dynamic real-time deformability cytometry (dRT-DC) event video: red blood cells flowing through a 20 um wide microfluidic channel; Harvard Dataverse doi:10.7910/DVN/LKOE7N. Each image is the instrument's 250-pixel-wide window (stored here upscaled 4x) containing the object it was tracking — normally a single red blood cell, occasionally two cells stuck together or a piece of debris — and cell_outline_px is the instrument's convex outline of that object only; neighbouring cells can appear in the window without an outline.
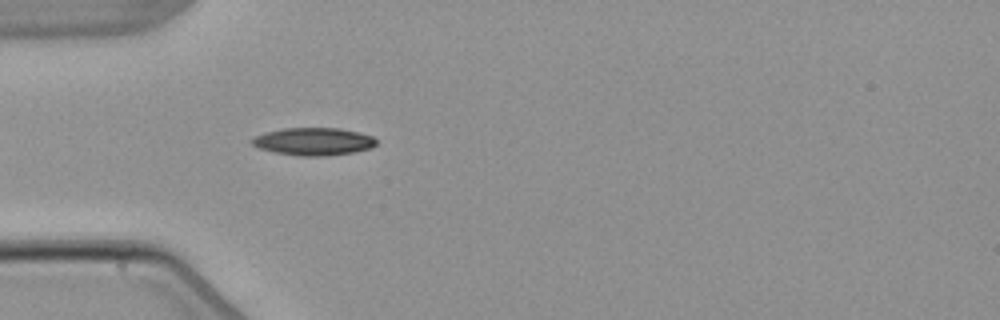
{"species": "common noctule bat (a hibernating species)", "species_latin": "Nyctalus noctula", "temperature_condition": "warm", "stored_images_in_passage": 2, "camera_frame_rate_fps": 3000, "um_per_image_px": 0.085, "animal": {"sex": "male", "body_mass_g": 21.5, "forearm_length_mm": 52.0}, "frame": {"image": 1, "passage_image": 2, "time_ms": 1.0, "image_size_px": [1000, 320], "cell_outline_px": [[376, 144], [372, 148], [352, 152], [328, 156], [300, 156], [276, 152], [260, 148], [252, 144], [248, 140], [256, 136], [268, 132], [284, 128], [340, 128], [360, 132], [372, 136], [376, 140]], "centroid_in_image_um": [26.68, 12.02], "position_along_channel_um": 58.3, "area_um2": 19.94}}